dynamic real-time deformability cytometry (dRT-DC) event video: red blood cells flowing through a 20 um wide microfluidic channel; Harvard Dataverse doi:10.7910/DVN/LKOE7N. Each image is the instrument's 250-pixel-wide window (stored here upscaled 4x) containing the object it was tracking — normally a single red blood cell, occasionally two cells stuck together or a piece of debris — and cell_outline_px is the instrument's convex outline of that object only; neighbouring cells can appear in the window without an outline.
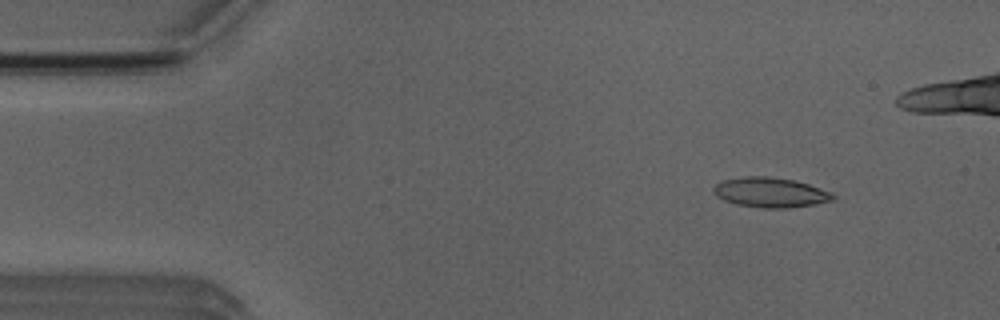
{"species": "Egyptian fruit bat (a non-hibernating species)", "species_latin": "Rousettus aegyptiacus", "temperature_condition": "room temperature", "stored_images_in_passage": 5, "camera_frame_rate_fps": 3000, "um_per_image_px": 0.085, "animal": {"sex": "male"}, "frame": {"image": 1, "passage_image": 2, "time_ms": 1.0, "image_size_px": [1000, 320], "cell_outline_px": [[836, 200], [788, 208], [760, 208], [736, 204], [724, 200], [716, 196], [712, 188], [716, 184], [724, 180], [744, 176], [768, 176], [792, 180], [808, 184], [832, 192], [836, 196]], "centroid_in_image_um": [65.49, 16.36], "position_along_channel_um": 19.5, "area_um2": 20.81}}